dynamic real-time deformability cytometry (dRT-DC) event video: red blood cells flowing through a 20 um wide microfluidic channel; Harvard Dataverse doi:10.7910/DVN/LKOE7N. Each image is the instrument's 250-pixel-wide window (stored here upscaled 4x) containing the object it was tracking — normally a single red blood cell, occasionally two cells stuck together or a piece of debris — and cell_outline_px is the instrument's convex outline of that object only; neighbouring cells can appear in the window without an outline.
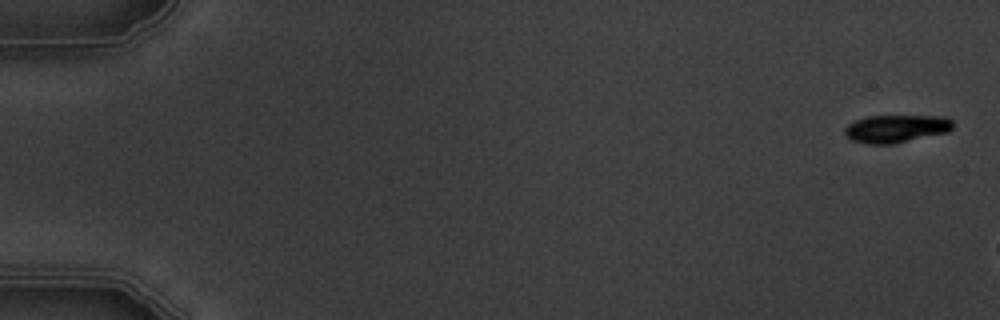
{"species": "common noctule bat (a hibernating species)", "species_latin": "Nyctalus noctula", "temperature_condition": "warm", "stored_images_in_passage": 3, "camera_frame_rate_fps": 3000, "um_per_image_px": 0.085, "animal": {"sex": "male", "body_mass_g": 19.5, "forearm_length_mm": 54.6}, "frame": {"image": 1, "passage_image": 1, "time_ms": 0.0, "image_size_px": [1000, 320], "cell_outline_px": [[952, 128], [948, 132], [896, 144], [868, 144], [852, 140], [844, 132], [844, 128], [848, 124], [856, 120], [868, 116], [944, 116], [952, 120]], "centroid_in_image_um": [76.18, 10.94], "position_along_channel_um": 8.8, "area_um2": 17.57}}